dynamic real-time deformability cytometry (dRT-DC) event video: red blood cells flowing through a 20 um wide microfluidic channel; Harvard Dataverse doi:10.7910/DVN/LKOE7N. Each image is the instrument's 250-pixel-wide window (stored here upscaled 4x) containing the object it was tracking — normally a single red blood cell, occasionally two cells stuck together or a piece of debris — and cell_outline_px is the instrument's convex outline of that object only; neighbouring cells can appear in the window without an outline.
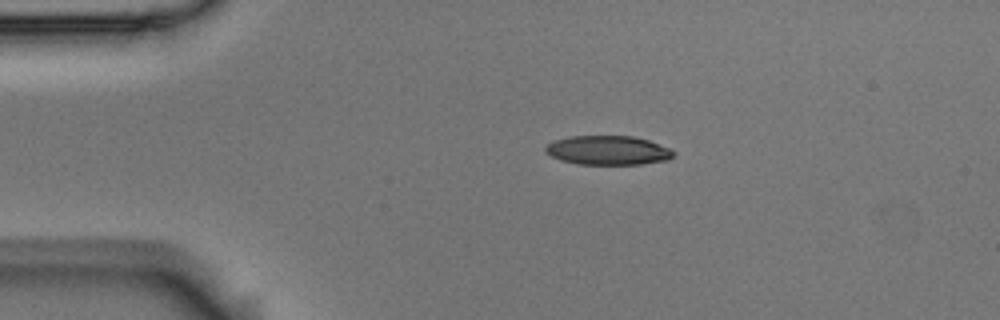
{"species": "Egyptian fruit bat (a non-hibernating species)", "species_latin": "Rousettus aegyptiacus", "temperature_condition": "room temperature", "stored_images_in_passage": 5, "camera_frame_rate_fps": 3000, "um_per_image_px": 0.085, "animal": {"sex": "male"}, "frame": {"image": 1, "passage_image": 2, "time_ms": 0.333, "image_size_px": [1000, 320], "cell_outline_px": [[676, 156], [668, 160], [640, 164], [576, 164], [560, 160], [544, 152], [544, 148], [548, 144], [556, 140], [568, 136], [632, 136], [648, 140], [668, 148], [676, 152]], "centroid_in_image_um": [51.68, 12.78], "position_along_channel_um": 33.3, "area_um2": 21.79}}
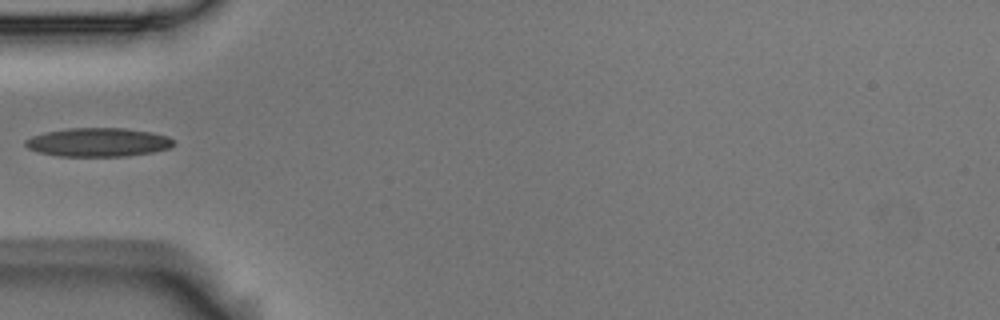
{"frame": {"image": 2, "passage_image": 4, "time_ms": 1.0, "image_size_px": [1000, 320], "cell_outline_px": [[176, 144], [172, 148], [152, 152], [128, 156], [56, 156], [36, 152], [28, 148], [24, 144], [24, 140], [32, 136], [44, 132], [68, 128], [124, 128], [152, 132], [168, 136]], "centroid_in_image_um": [8.34, 12.09], "position_along_channel_um": 76.7, "area_um2": 25.09}}
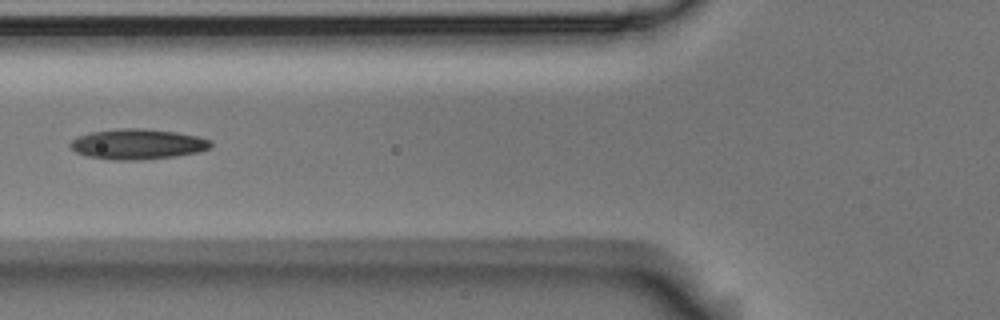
{"frame": {"image": 3, "passage_image": 5, "time_ms": 1.333, "image_size_px": [1000, 320], "cell_outline_px": [[212, 144], [208, 148], [200, 152], [176, 156], [136, 160], [112, 160], [88, 156], [76, 152], [68, 144], [76, 136], [88, 132], [124, 128], [144, 128], [176, 132], [200, 136], [212, 140]], "centroid_in_image_um": [11.7, 12.24], "position_along_channel_um": 114.1, "area_um2": 25.03}}